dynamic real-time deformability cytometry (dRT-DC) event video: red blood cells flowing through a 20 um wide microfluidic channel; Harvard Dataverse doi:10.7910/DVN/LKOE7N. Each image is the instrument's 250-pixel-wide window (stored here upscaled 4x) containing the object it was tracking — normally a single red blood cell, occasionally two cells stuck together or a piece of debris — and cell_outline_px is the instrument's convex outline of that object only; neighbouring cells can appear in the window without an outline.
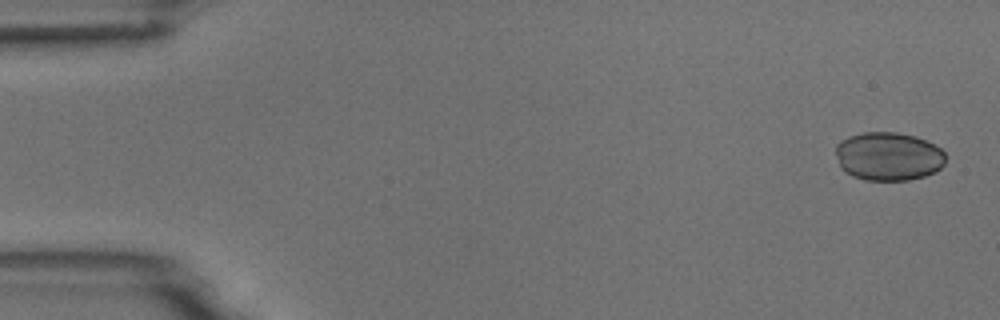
{"species": "common noctule bat (a hibernating species)", "species_latin": "Nyctalus noctula", "temperature_condition": "room temperature", "stored_images_in_passage": 4, "camera_frame_rate_fps": 3000, "um_per_image_px": 0.085, "animal": {"sex": "male", "body_mass_g": 18.8}, "frame": {"image": 1, "passage_image": 1, "time_ms": 0.0, "image_size_px": [1000, 320], "cell_outline_px": [[944, 164], [936, 172], [924, 176], [908, 180], [864, 180], [852, 176], [844, 172], [840, 168], [836, 152], [836, 144], [840, 140], [848, 136], [864, 132], [896, 132], [916, 136], [936, 144], [944, 152]], "centroid_in_image_um": [75.5, 13.28], "position_along_channel_um": 9.5, "area_um2": 31.39}}